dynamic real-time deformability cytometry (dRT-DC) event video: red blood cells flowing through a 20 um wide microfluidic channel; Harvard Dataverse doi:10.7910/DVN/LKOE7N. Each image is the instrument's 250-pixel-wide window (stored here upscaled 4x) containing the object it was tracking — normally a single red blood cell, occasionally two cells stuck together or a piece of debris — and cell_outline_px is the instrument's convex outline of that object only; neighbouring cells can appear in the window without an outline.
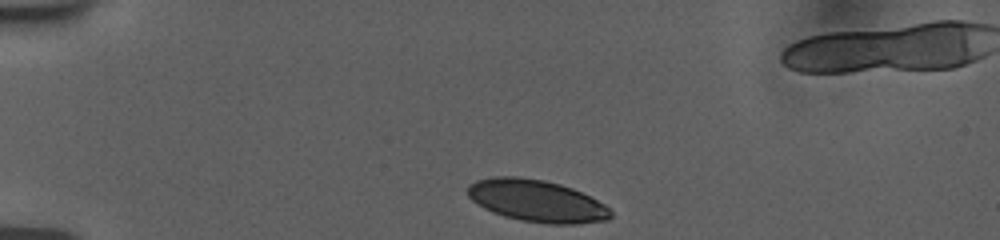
{"species": "human", "species_latin": "Homo sapiens", "temperature_condition": "room temperature", "stored_images_in_passage": 27, "camera_frame_rate_fps": 3000, "um_per_image_px": 0.085, "donor": {"sex": "female"}, "frame": {"image": 1, "passage_image": 1, "time_ms": 0.0, "image_size_px": [1000, 240], "cell_outline_px": [[612, 216], [608, 220], [576, 224], [548, 224], [520, 220], [504, 216], [492, 212], [484, 208], [472, 200], [468, 196], [468, 184], [476, 180], [492, 176], [516, 176], [544, 180], [560, 184], [572, 188], [604, 204], [612, 212]], "centroid_in_image_um": [45.6, 17.07], "position_along_channel_um": 39.4, "area_um2": 35.03}}
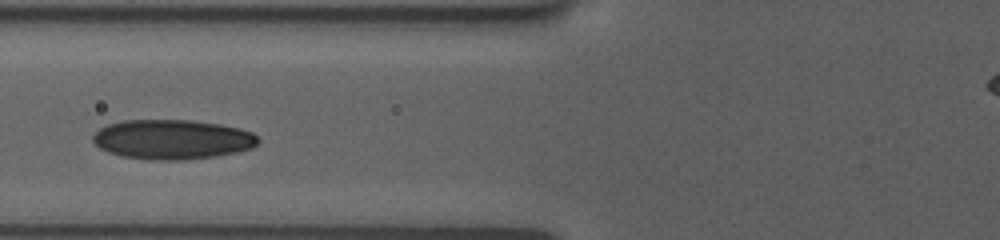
{"frame": {"image": 2, "passage_image": 17, "time_ms": 3.333, "image_size_px": [1000, 240], "cell_outline_px": [[260, 140], [252, 148], [236, 152], [216, 156], [184, 160], [156, 160], [120, 156], [108, 152], [100, 148], [92, 140], [92, 136], [100, 128], [108, 124], [124, 120], [192, 120], [220, 124], [240, 128], [252, 132]], "centroid_in_image_um": [14.65, 11.85], "position_along_channel_um": 111.2, "area_um2": 38.26}}
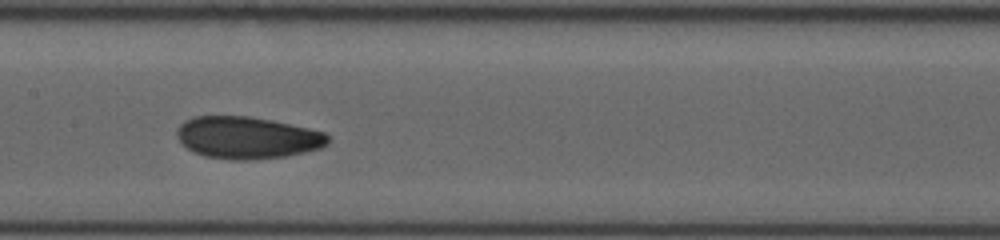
{"frame": {"image": 3, "passage_image": 26, "time_ms": 5.333, "image_size_px": [1000, 240], "cell_outline_px": [[328, 144], [320, 148], [288, 156], [252, 160], [232, 160], [204, 156], [192, 152], [176, 136], [176, 132], [180, 124], [184, 120], [192, 116], [248, 116], [272, 120], [308, 128], [324, 132], [328, 136]], "centroid_in_image_um": [20.99, 11.7], "position_along_channel_um": 186.4, "area_um2": 37.17}}